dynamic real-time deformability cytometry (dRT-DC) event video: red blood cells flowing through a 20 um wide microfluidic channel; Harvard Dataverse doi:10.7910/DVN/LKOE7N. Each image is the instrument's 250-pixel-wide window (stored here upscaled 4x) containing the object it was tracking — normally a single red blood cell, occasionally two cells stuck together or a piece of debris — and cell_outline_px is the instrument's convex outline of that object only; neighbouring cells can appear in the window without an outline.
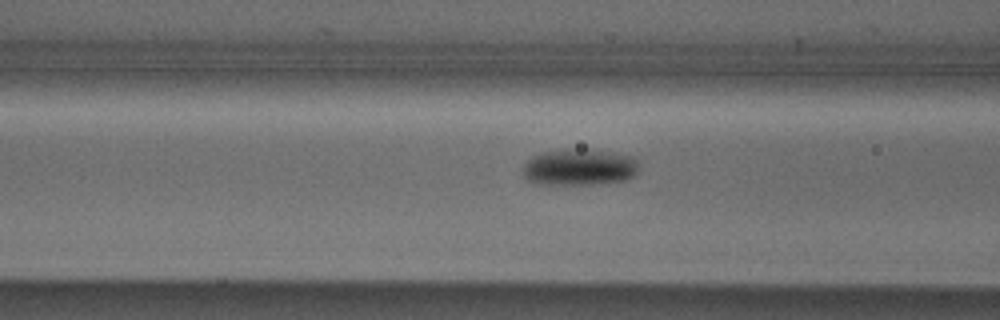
{"species": "Egyptian fruit bat (a non-hibernating species)", "species_latin": "Rousettus aegyptiacus", "temperature_condition": "cold", "stored_images_in_passage": 18, "camera_frame_rate_fps": 3000, "um_per_image_px": 0.085, "animal": {"sex": "male"}, "frame": {"image": 1, "passage_image": 16, "time_ms": 5.0, "image_size_px": [1000, 320], "cell_outline_px": [[636, 172], [632, 176], [624, 180], [592, 184], [532, 184], [520, 172], [524, 164], [532, 156], [540, 152], [568, 148], [592, 148], [632, 156], [636, 160]], "centroid_in_image_um": [49.16, 14.19], "position_along_channel_um": 117.4, "area_um2": 25.09}}